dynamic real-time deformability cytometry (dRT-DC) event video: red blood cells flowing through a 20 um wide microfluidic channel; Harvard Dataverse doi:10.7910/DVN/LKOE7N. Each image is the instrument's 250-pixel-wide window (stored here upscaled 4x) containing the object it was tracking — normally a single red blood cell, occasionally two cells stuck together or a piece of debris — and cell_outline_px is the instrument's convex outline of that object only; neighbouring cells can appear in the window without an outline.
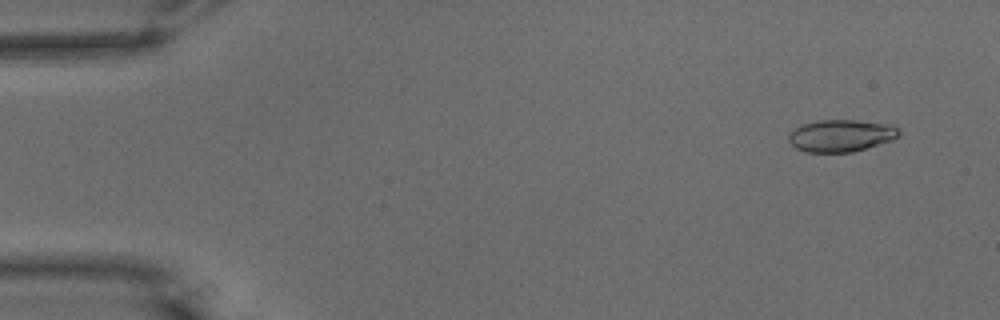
{"species": "common noctule bat (a hibernating species)", "species_latin": "Nyctalus noctula", "temperature_condition": "warm", "stored_images_in_passage": 56, "camera_frame_rate_fps": 3000, "um_per_image_px": 0.085, "animal": {"sex": "male", "body_mass_g": 15.6}, "frame": {"image": 1, "passage_image": 4, "time_ms": 1.0, "image_size_px": [1000, 320], "cell_outline_px": [[900, 136], [892, 140], [852, 152], [804, 152], [796, 148], [788, 140], [788, 136], [800, 124], [816, 120], [856, 120], [884, 124], [896, 128], [900, 132]], "centroid_in_image_um": [71.44, 11.53], "position_along_channel_um": 13.6, "area_um2": 20.46}}
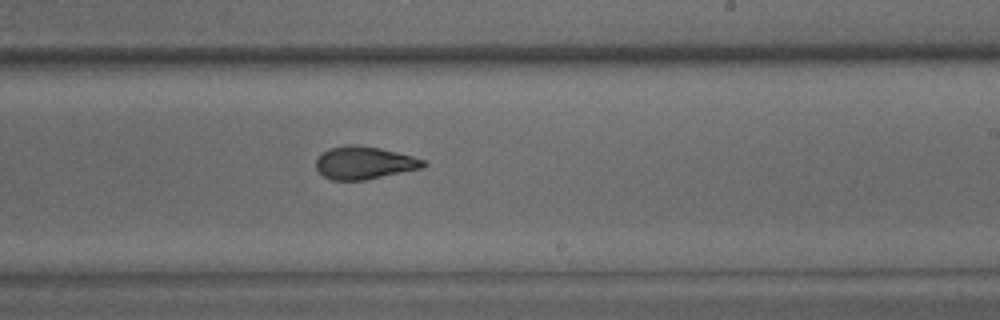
{"frame": {"image": 2, "passage_image": 34, "time_ms": 11.0, "image_size_px": [1000, 320], "cell_outline_px": [[428, 164], [424, 168], [364, 180], [332, 180], [324, 176], [316, 168], [316, 160], [328, 148], [352, 144], [380, 148], [412, 156], [424, 160]], "centroid_in_image_um": [30.99, 13.84], "position_along_channel_um": 258.0, "area_um2": 20.35}}
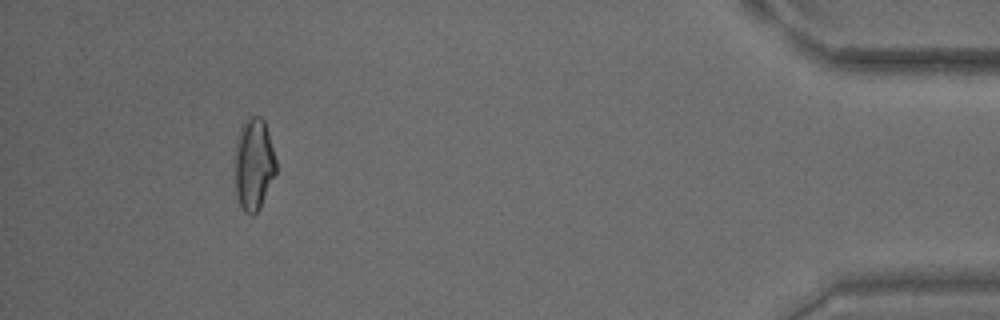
{"frame": {"image": 3, "passage_image": 52, "time_ms": 17.0, "image_size_px": [1000, 320], "cell_outline_px": [[276, 176], [260, 208], [252, 216], [244, 212], [240, 204], [236, 192], [236, 140], [240, 128], [248, 116], [260, 116], [264, 120], [276, 160]], "centroid_in_image_um": [21.59, 13.97], "position_along_channel_um": 413.6, "area_um2": 22.02}, "authors_computed_cell_mechanics": {"area_um2": 20.8658, "velocity_mm_per_s": 3.6209, "shape_relaxation_time_tau1_ms": 7.8397, "shape_relaxation_time_tau2_ms": 1.8417, "deformation_change_tau1": 0.2168, "deformation_change_tau2": 0.0876}}